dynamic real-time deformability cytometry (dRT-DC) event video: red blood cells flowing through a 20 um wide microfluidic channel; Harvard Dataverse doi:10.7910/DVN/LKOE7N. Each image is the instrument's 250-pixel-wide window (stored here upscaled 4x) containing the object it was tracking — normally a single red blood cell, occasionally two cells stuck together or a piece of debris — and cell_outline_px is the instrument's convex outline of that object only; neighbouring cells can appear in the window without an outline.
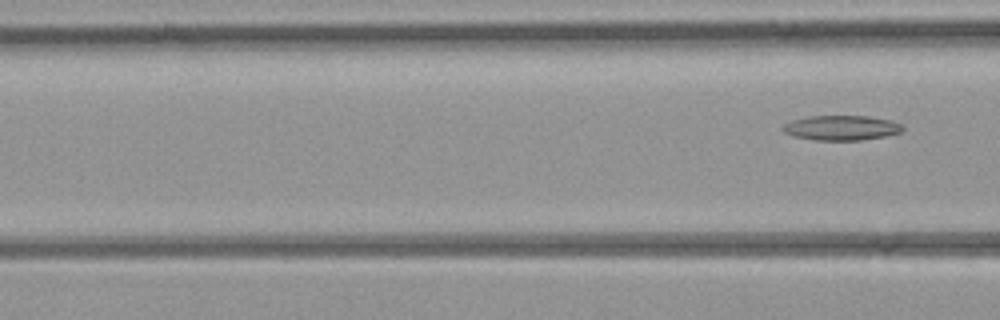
{"species": "common noctule bat (a hibernating species)", "species_latin": "Nyctalus noctula", "temperature_condition": "room temperature", "stored_images_in_passage": 8, "camera_frame_rate_fps": 3000, "um_per_image_px": 0.085, "animal": {"sex": "female", "body_mass_g": 21.9}, "frame": {"image": 1, "passage_image": 8, "time_ms": 8.333, "image_size_px": [1000, 320], "cell_outline_px": [[904, 132], [884, 136], [860, 140], [816, 140], [792, 136], [784, 132], [780, 128], [784, 124], [792, 120], [808, 116], [868, 116], [892, 120], [900, 124], [904, 128]], "centroid_in_image_um": [71.52, 10.86], "position_along_channel_um": 95.1, "area_um2": 17.46}}